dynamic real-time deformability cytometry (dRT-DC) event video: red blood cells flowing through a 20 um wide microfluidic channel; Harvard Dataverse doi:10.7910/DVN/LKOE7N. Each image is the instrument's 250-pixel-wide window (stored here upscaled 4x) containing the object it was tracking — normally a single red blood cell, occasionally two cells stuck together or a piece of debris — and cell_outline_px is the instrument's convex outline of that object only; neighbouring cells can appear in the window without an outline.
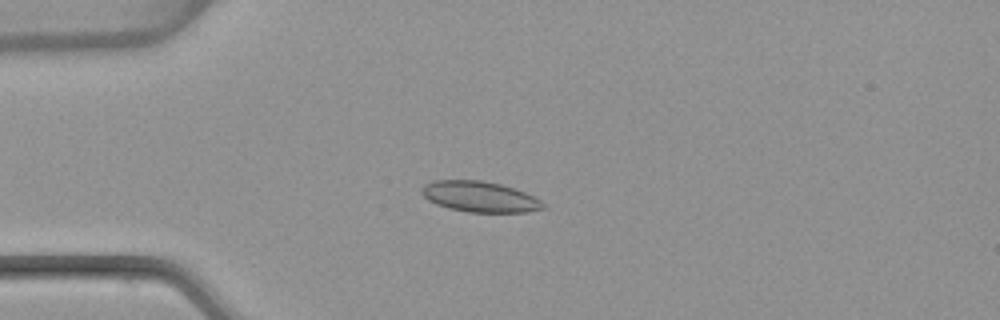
{"species": "common noctule bat (a hibernating species)", "species_latin": "Nyctalus noctula", "temperature_condition": "warm", "stored_images_in_passage": 54, "camera_frame_rate_fps": 3000, "um_per_image_px": 0.085, "animal": {"sex": "female", "body_mass_g": 22.7, "forearm_length_mm": 54.2}, "frame": {"image": 1, "passage_image": 14, "time_ms": 4.333, "image_size_px": [1000, 320], "cell_outline_px": [[544, 208], [528, 212], [468, 212], [448, 208], [436, 204], [428, 200], [420, 192], [420, 188], [424, 184], [432, 180], [480, 180], [500, 184], [516, 188], [540, 200], [544, 204]], "centroid_in_image_um": [40.74, 16.71], "position_along_channel_um": 44.3, "area_um2": 21.79}}
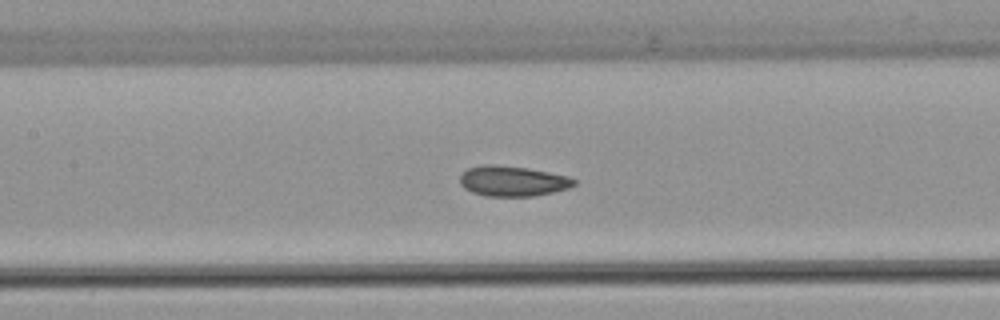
{"frame": {"image": 2, "passage_image": 25, "time_ms": 8.0, "image_size_px": [1000, 320], "cell_outline_px": [[576, 184], [568, 188], [552, 192], [532, 196], [484, 196], [472, 192], [464, 188], [460, 184], [460, 176], [468, 168], [484, 164], [496, 164], [528, 168], [568, 176], [576, 180]], "centroid_in_image_um": [43.55, 15.38], "position_along_channel_um": 163.8, "area_um2": 20.17}}
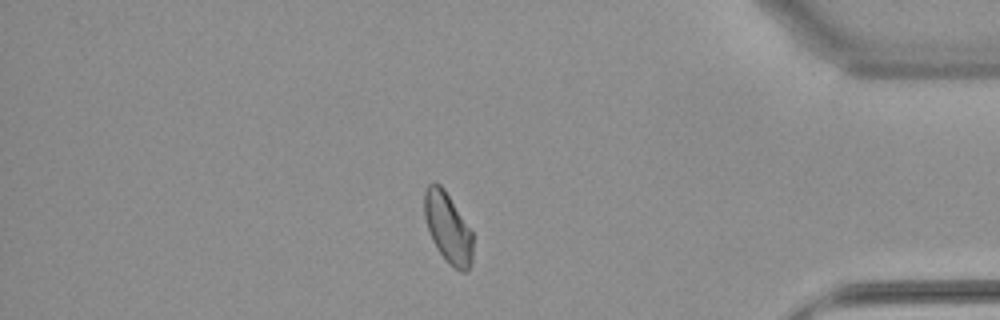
{"frame": {"image": 3, "passage_image": 46, "time_ms": 15.0, "image_size_px": [1000, 320], "cell_outline_px": [[472, 264], [464, 272], [460, 272], [448, 264], [436, 248], [432, 240], [424, 216], [424, 192], [428, 184], [432, 180], [440, 184], [444, 188], [472, 232]], "centroid_in_image_um": [38.05, 19.36], "position_along_channel_um": 397.1, "area_um2": 19.94}, "authors_computed_cell_mechanics": {"area_um2": 20.6057, "velocity_mm_per_s": 3.8118, "shape_relaxation_time_tau1_ms": 7.3896, "shape_relaxation_time_tau2_ms": 1.9306, "deformation_change_tau1": 0.1215, "deformation_change_tau2": 0.0545}}